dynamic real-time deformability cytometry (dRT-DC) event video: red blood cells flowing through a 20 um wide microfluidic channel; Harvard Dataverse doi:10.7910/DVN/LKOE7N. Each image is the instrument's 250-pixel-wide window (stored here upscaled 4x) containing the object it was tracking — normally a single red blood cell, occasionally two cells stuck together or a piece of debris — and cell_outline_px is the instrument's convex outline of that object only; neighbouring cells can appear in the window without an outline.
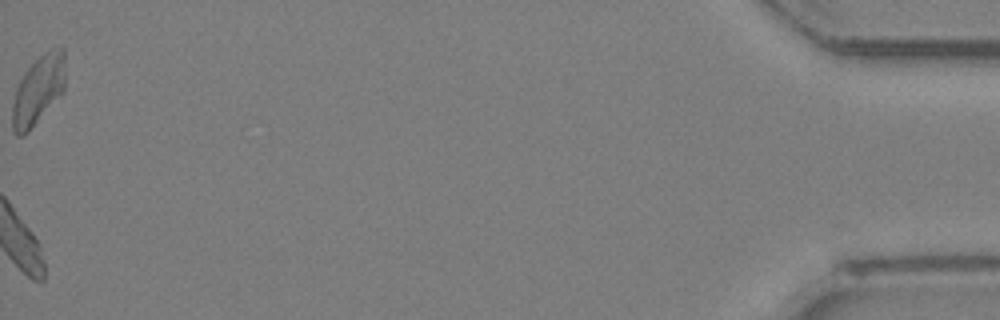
{"species": "Egyptian fruit bat (a non-hibernating species)", "species_latin": "Rousettus aegyptiacus", "temperature_condition": "room temperature", "stored_images_in_passage": 28, "camera_frame_rate_fps": 3000, "um_per_image_px": 0.085, "animal": {"sex": "female"}, "frame": {"image": 1, "passage_image": 28, "time_ms": 9.0, "image_size_px": [1000, 320], "cell_outline_px": [[64, 92], [28, 132], [24, 136], [16, 136], [12, 132], [12, 104], [16, 88], [24, 72], [44, 52], [52, 48], [64, 48]], "centroid_in_image_um": [3.23, 7.69], "position_along_channel_um": 432.0, "area_um2": 21.33}}